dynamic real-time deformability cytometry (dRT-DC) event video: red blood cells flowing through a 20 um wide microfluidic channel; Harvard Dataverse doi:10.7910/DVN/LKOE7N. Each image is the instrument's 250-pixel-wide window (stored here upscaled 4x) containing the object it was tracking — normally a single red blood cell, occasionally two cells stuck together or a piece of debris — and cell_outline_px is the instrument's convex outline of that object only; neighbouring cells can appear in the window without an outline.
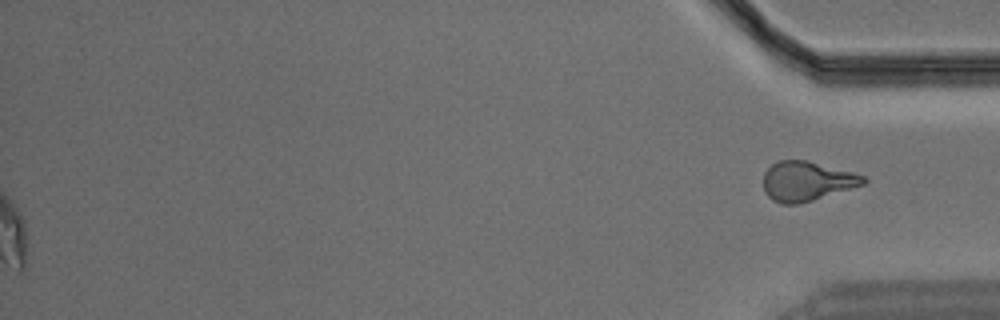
{"species": "Egyptian fruit bat (a non-hibernating species)", "species_latin": "Rousettus aegyptiacus", "temperature_condition": "warm", "stored_images_in_passage": 40, "segment_of_instrument_passage": [2, 2], "camera_frame_rate_fps": 3000, "um_per_image_px": 0.085, "animal": {"sex": "male"}, "frame": {"image": 1, "passage_image": 40, "time_ms": 13.0, "image_size_px": [1000, 320], "cell_outline_px": [[868, 180], [864, 184], [812, 200], [796, 204], [784, 204], [772, 200], [764, 192], [764, 172], [772, 164], [780, 160], [804, 160], [852, 172], [864, 176]], "centroid_in_image_um": [68.55, 15.4], "position_along_channel_um": 366.7, "area_um2": 22.66}}